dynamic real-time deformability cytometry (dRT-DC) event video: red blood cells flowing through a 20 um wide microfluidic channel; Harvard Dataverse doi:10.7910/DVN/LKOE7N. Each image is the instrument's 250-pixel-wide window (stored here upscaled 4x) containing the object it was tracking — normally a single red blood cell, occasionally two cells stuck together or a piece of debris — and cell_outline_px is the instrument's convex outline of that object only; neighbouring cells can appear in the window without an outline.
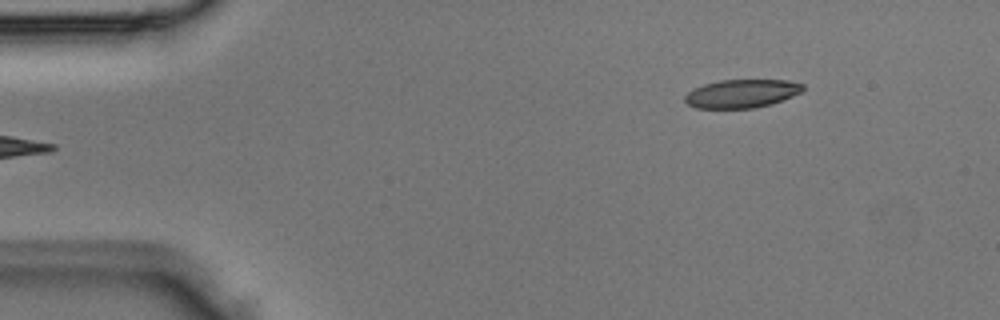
{"species": "Egyptian fruit bat (a non-hibernating species)", "species_latin": "Rousettus aegyptiacus", "temperature_condition": "room temperature", "stored_images_in_passage": 2, "camera_frame_rate_fps": 3000, "um_per_image_px": 0.085, "animal": {"sex": "male"}, "frame": {"image": 1, "passage_image": 1, "time_ms": 0.0, "image_size_px": [1000, 320], "cell_outline_px": [[804, 92], [772, 104], [752, 108], [696, 108], [688, 104], [684, 100], [684, 96], [692, 88], [704, 84], [720, 80], [788, 80], [804, 84]], "centroid_in_image_um": [63.07, 7.95], "position_along_channel_um": 21.9, "area_um2": 19.71}}